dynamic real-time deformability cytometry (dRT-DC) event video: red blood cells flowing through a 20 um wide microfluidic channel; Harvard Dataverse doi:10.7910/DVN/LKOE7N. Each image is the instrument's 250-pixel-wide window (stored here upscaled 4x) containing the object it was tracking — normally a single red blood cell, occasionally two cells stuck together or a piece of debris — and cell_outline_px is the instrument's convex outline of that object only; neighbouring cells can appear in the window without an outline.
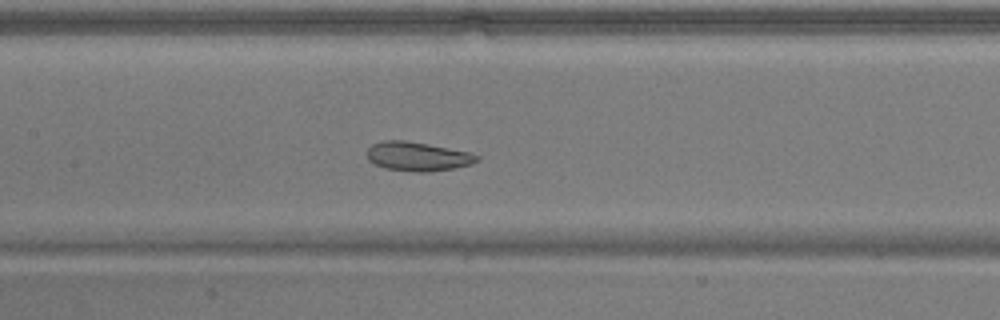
{"species": "common noctule bat (a hibernating species)", "species_latin": "Nyctalus noctula", "temperature_condition": "warm", "stored_images_in_passage": 54, "camera_frame_rate_fps": 3000, "um_per_image_px": 0.085, "animal": {"sex": "male", "body_mass_g": 17.9}, "frame": {"image": 1, "passage_image": 26, "time_ms": 8.333, "image_size_px": [1000, 320], "cell_outline_px": [[480, 160], [472, 164], [452, 168], [428, 172], [416, 172], [384, 168], [368, 160], [368, 148], [372, 144], [384, 140], [404, 140], [428, 144], [468, 152], [480, 156]], "centroid_in_image_um": [35.5, 13.29], "position_along_channel_um": 171.9, "area_um2": 18.5}}
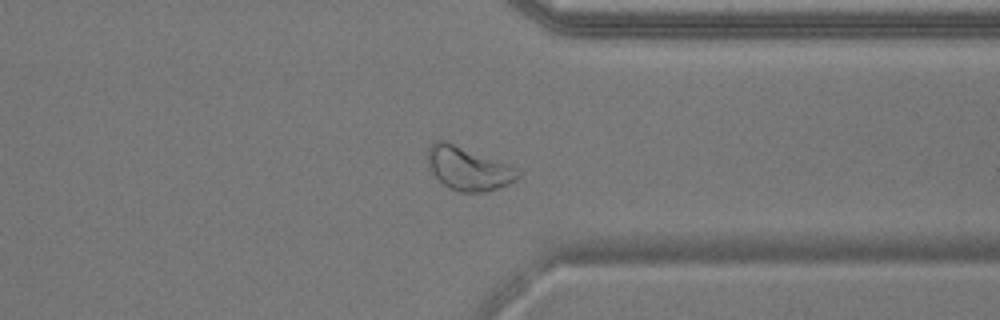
{"frame": {"image": 2, "passage_image": 42, "time_ms": 13.667, "image_size_px": [1000, 320], "cell_outline_px": [[520, 176], [516, 180], [508, 184], [488, 192], [460, 192], [444, 184], [432, 172], [428, 164], [428, 148], [436, 140], [444, 140], [508, 164], [516, 168], [520, 172]], "centroid_in_image_um": [39.82, 14.33], "position_along_channel_um": 371.6, "area_um2": 22.48}}
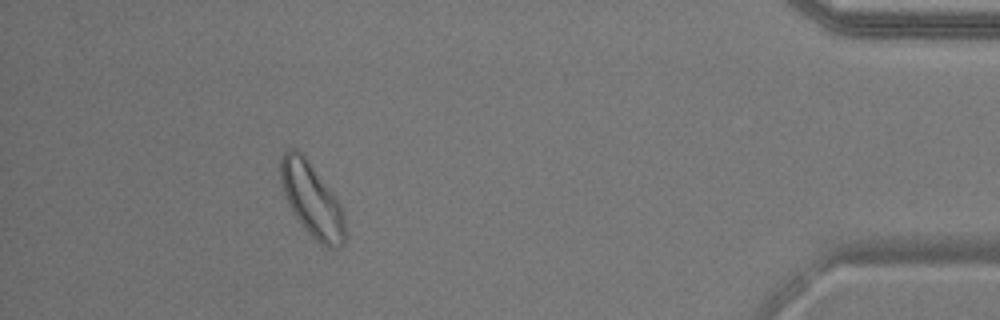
{"frame": {"image": 3, "passage_image": 49, "time_ms": 16.0, "image_size_px": [1000, 320], "cell_outline_px": [[344, 244], [340, 248], [328, 248], [320, 244], [304, 228], [296, 216], [284, 192], [280, 180], [280, 156], [288, 148], [296, 148], [304, 156], [340, 204], [344, 212]], "centroid_in_image_um": [26.5, 16.99], "position_along_channel_um": 408.7, "area_um2": 27.05}, "authors_computed_cell_mechanics": {"area_um2": 24.4205, "velocity_mm_per_s": 3.779, "shape_relaxation_time_tau1_ms": 4.0795, "shape_relaxation_time_tau2_ms": 2.2904, "deformation_change_tau1": 0.0683, "deformation_change_tau2": 0.0709}}